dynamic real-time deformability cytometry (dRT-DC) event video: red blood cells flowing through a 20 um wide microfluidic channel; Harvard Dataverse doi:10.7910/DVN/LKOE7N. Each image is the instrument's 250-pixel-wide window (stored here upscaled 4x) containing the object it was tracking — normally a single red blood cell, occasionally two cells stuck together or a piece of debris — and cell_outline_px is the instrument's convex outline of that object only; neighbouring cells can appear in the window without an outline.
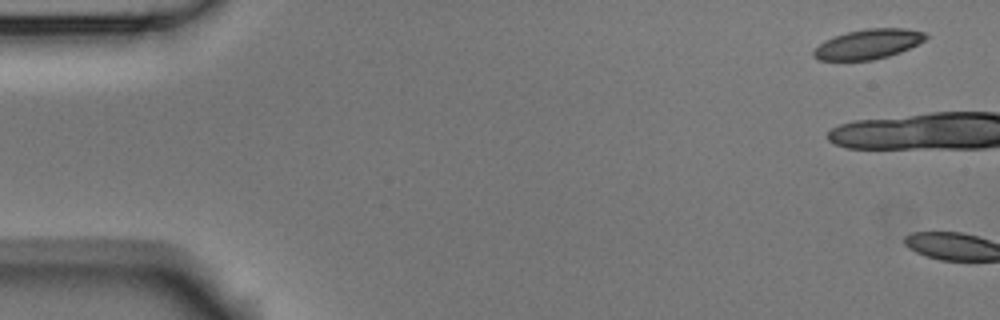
{"species": "Egyptian fruit bat (a non-hibernating species)", "species_latin": "Rousettus aegyptiacus", "temperature_condition": "room temperature", "stored_images_in_passage": 5, "camera_frame_rate_fps": 3000, "um_per_image_px": 0.085, "animal": {"sex": "male"}, "frame": {"image": 1, "passage_image": 1, "time_ms": 0.0, "image_size_px": [1000, 320], "cell_outline_px": [[928, 36], [924, 40], [900, 52], [888, 56], [872, 60], [820, 60], [812, 56], [812, 52], [820, 44], [836, 36], [848, 32], [868, 28], [904, 28], [924, 32]], "centroid_in_image_um": [73.8, 3.75], "position_along_channel_um": 11.2, "area_um2": 19.07}}